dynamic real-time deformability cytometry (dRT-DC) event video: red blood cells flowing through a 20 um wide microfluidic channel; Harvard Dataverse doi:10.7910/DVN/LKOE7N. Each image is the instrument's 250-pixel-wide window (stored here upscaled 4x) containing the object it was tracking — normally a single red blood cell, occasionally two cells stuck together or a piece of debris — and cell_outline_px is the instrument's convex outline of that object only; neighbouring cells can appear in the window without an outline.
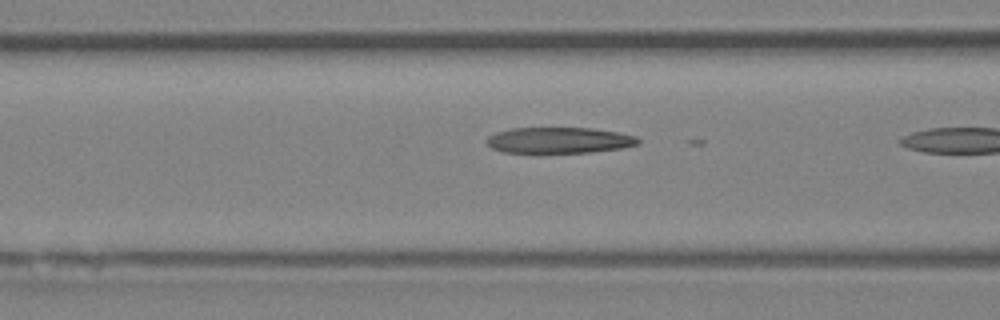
{"species": "Egyptian fruit bat (a non-hibernating species)", "species_latin": "Rousettus aegyptiacus", "temperature_condition": "room temperature", "stored_images_in_passage": 10, "camera_frame_rate_fps": 3000, "um_per_image_px": 0.085, "animal": {"sex": "female"}, "frame": {"image": 1, "passage_image": 9, "time_ms": 2.667, "image_size_px": [1000, 320], "cell_outline_px": [[640, 144], [620, 148], [592, 152], [540, 156], [504, 152], [492, 148], [488, 144], [488, 136], [496, 132], [512, 128], [592, 128], [616, 132], [636, 136], [640, 140]], "centroid_in_image_um": [47.49, 11.97], "position_along_channel_um": 119.1, "area_um2": 23.93}}